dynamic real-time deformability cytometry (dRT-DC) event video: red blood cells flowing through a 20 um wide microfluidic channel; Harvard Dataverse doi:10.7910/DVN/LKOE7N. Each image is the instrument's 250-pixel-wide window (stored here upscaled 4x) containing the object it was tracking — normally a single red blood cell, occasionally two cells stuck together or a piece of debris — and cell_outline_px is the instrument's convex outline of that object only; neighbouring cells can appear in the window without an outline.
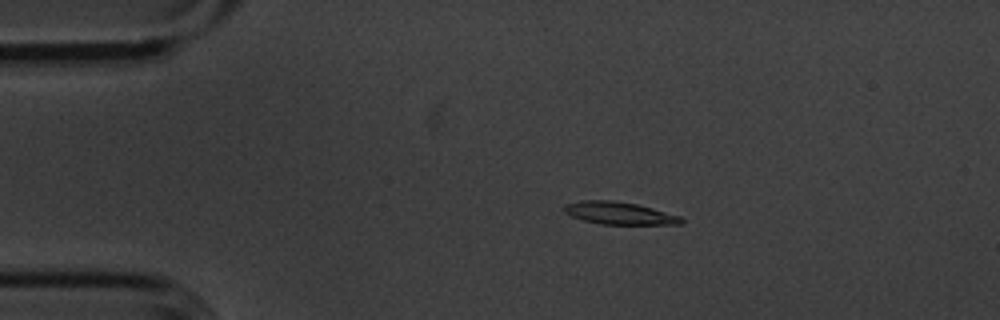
{"species": "common noctule bat (a hibernating species)", "species_latin": "Nyctalus noctula", "temperature_condition": "cold", "stored_images_in_passage": 50, "camera_frame_rate_fps": 3000, "um_per_image_px": 0.085, "animal": {"sex": "male", "body_mass_g": 20.1, "forearm_length_mm": 53.5}, "frame": {"image": 1, "passage_image": 5, "time_ms": 1.333, "image_size_px": [1000, 320], "cell_outline_px": [[684, 220], [680, 224], [600, 224], [584, 220], [572, 216], [564, 212], [564, 204], [584, 200], [612, 200], [636, 204], [652, 208], [680, 216]], "centroid_in_image_um": [52.62, 18.11], "position_along_channel_um": 32.4, "area_um2": 15.14}}
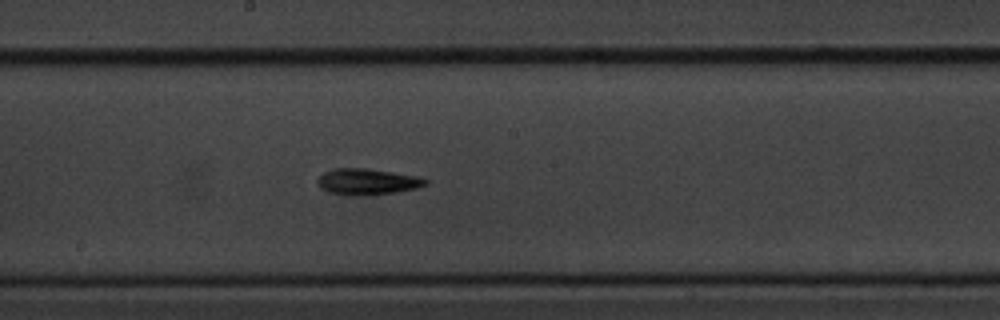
{"frame": {"image": 2, "passage_image": 24, "time_ms": 7.667, "image_size_px": [1000, 320], "cell_outline_px": [[428, 184], [416, 188], [400, 192], [356, 196], [352, 196], [328, 192], [320, 188], [316, 180], [324, 172], [332, 168], [364, 168], [420, 176], [428, 180]], "centroid_in_image_um": [31.22, 15.45], "position_along_channel_um": 217.0, "area_um2": 16.65}}
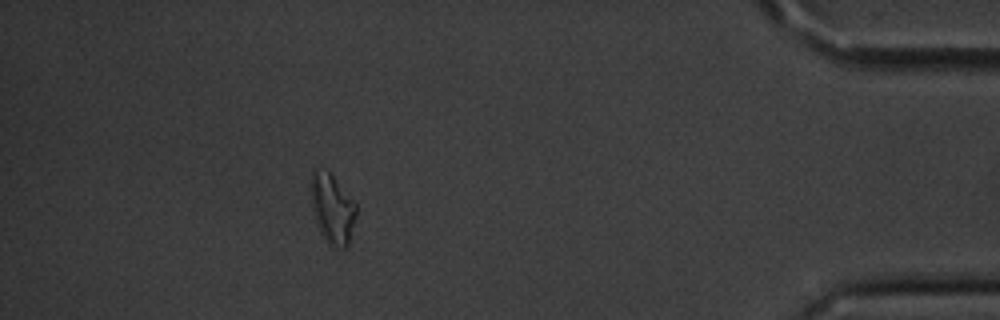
{"frame": {"image": 3, "passage_image": 44, "time_ms": 14.333, "image_size_px": [1000, 320], "cell_outline_px": [[356, 216], [348, 244], [344, 248], [332, 248], [328, 244], [320, 232], [312, 208], [308, 188], [312, 168], [316, 168], [328, 172], [332, 176], [356, 204]], "centroid_in_image_um": [28.19, 17.73], "position_along_channel_um": 407.0, "area_um2": 18.5}, "authors_computed_cell_mechanics": {"area_um2": 15.606, "velocity_mm_per_s": 3.5887, "shape_relaxation_time_tau1_ms": 2.7502, "shape_relaxation_time_tau2_ms": null, "deformation_change_tau1": 0.1293, "deformation_change_tau2": null}}